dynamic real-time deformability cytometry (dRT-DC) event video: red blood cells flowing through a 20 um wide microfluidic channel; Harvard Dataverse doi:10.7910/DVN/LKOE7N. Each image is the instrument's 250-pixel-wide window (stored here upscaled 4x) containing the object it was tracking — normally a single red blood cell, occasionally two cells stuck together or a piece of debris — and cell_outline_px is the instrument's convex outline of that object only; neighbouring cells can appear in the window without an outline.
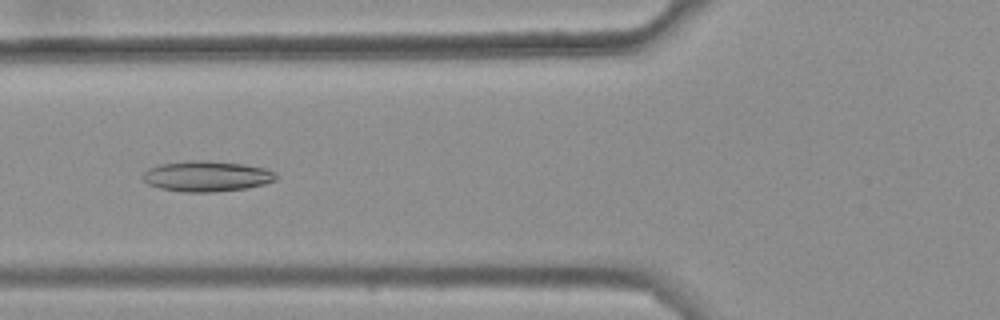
{"species": "common noctule bat (a hibernating species)", "species_latin": "Nyctalus noctula", "temperature_condition": "warm", "stored_images_in_passage": 48, "camera_frame_rate_fps": 3000, "um_per_image_px": 0.085, "animal": {"sex": "female", "body_mass_g": 25.1}, "frame": {"image": 1, "passage_image": 22, "time_ms": 7.0, "image_size_px": [1000, 320], "cell_outline_px": [[276, 180], [264, 184], [244, 188], [212, 192], [184, 192], [160, 188], [148, 184], [144, 180], [144, 172], [148, 168], [160, 164], [184, 160], [208, 160], [244, 164], [264, 168], [276, 172]], "centroid_in_image_um": [17.56, 14.96], "position_along_channel_um": 108.2, "area_um2": 23.76}}
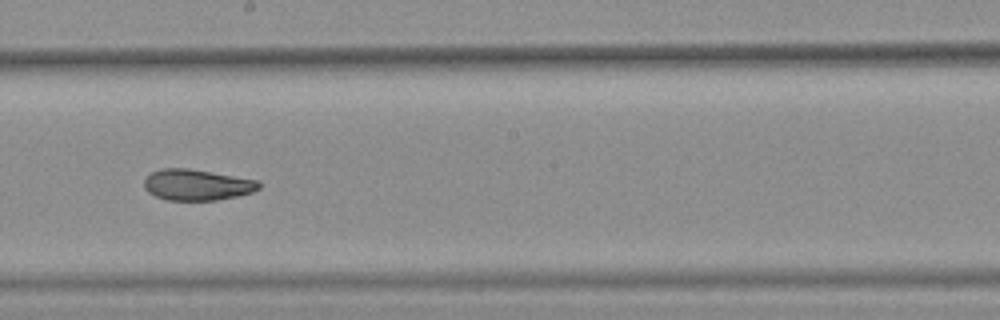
{"frame": {"image": 2, "passage_image": 32, "time_ms": 10.333, "image_size_px": [1000, 320], "cell_outline_px": [[260, 188], [252, 192], [236, 196], [216, 200], [168, 200], [156, 196], [148, 192], [144, 188], [144, 180], [152, 172], [160, 168], [188, 168], [212, 172], [256, 180], [260, 184]], "centroid_in_image_um": [16.71, 15.71], "position_along_channel_um": 231.5, "area_um2": 20.58}}
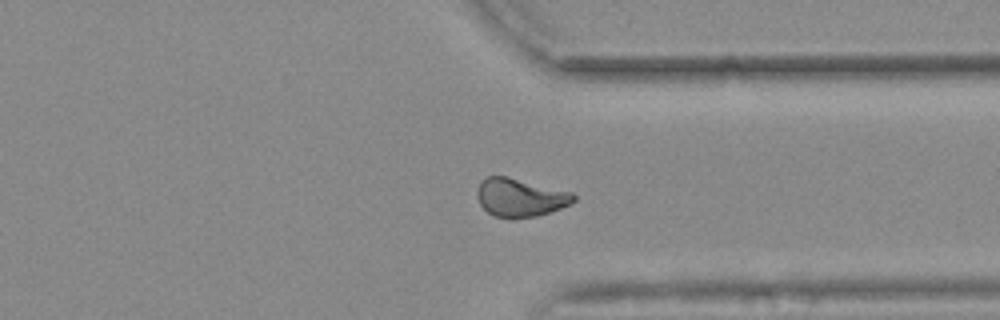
{"frame": {"image": 3, "passage_image": 43, "time_ms": 14.0, "image_size_px": [1000, 320], "cell_outline_px": [[576, 200], [572, 204], [536, 216], [492, 216], [480, 204], [476, 196], [476, 188], [480, 180], [488, 176], [504, 176], [572, 192], [576, 196]], "centroid_in_image_um": [44.19, 16.76], "position_along_channel_um": 367.2, "area_um2": 21.15}, "authors_computed_cell_mechanics": {"area_um2": 21.7906, "velocity_mm_per_s": 3.6978, "shape_relaxation_time_tau1_ms": null, "shape_relaxation_time_tau2_ms": 4.4535, "deformation_change_tau1": null, "deformation_change_tau2": 0.0845}}